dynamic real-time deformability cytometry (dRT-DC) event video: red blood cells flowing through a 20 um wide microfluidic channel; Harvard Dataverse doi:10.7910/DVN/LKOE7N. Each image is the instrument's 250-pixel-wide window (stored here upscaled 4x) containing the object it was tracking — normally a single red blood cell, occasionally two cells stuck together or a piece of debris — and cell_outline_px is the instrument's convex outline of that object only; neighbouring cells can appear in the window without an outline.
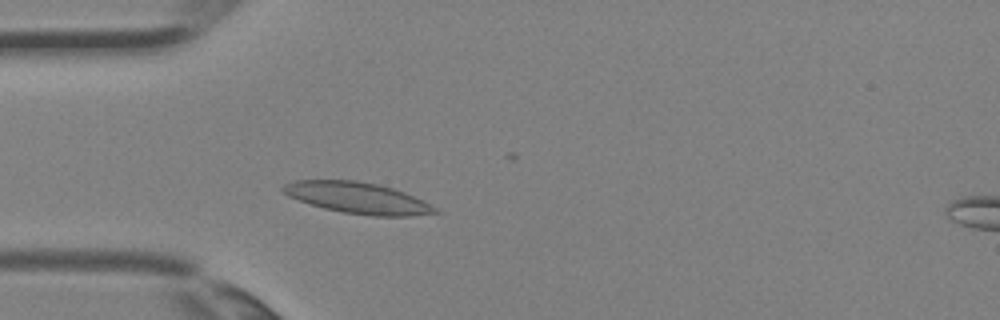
{"species": "Egyptian fruit bat (a non-hibernating species)", "species_latin": "Rousettus aegyptiacus", "temperature_condition": "room temperature", "stored_images_in_passage": 3, "camera_frame_rate_fps": 3000, "um_per_image_px": 0.085, "animal": {"sex": "female"}, "frame": {"image": 1, "passage_image": 2, "time_ms": 0.333, "image_size_px": [1000, 320], "cell_outline_px": [[444, 212], [412, 216], [372, 216], [344, 212], [324, 208], [288, 196], [280, 188], [284, 184], [292, 180], [356, 180], [380, 184], [404, 192]], "centroid_in_image_um": [30.4, 16.81], "position_along_channel_um": 54.6, "area_um2": 27.51}}